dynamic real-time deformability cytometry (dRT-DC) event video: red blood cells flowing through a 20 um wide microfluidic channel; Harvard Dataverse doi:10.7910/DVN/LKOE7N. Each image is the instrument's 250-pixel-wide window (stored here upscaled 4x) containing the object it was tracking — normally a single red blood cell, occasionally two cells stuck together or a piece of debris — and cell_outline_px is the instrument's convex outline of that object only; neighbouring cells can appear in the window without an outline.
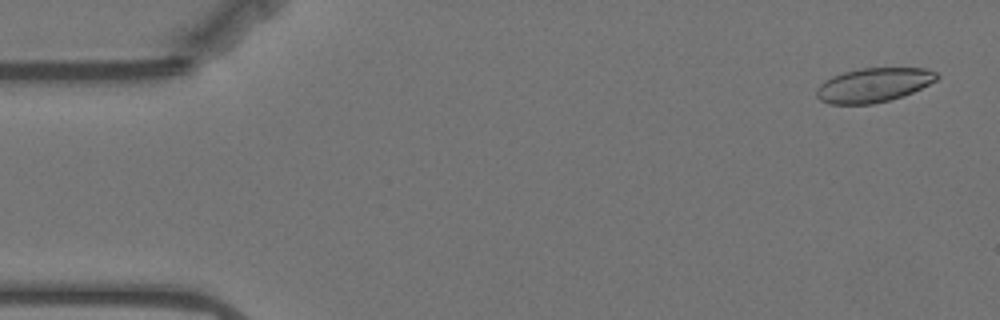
{"species": "Egyptian fruit bat (a non-hibernating species)", "species_latin": "Rousettus aegyptiacus", "temperature_condition": "warm", "stored_images_in_passage": 58, "camera_frame_rate_fps": 3000, "um_per_image_px": 0.085, "animal": {"sex": "female"}, "frame": {"image": 1, "passage_image": 3, "time_ms": 0.667, "image_size_px": [1000, 320], "cell_outline_px": [[940, 76], [936, 80], [912, 92], [888, 100], [872, 104], [828, 104], [820, 100], [816, 96], [816, 88], [824, 80], [832, 76], [844, 72], [860, 68], [924, 68], [936, 72]], "centroid_in_image_um": [74.2, 7.22], "position_along_channel_um": 10.8, "area_um2": 23.87}}
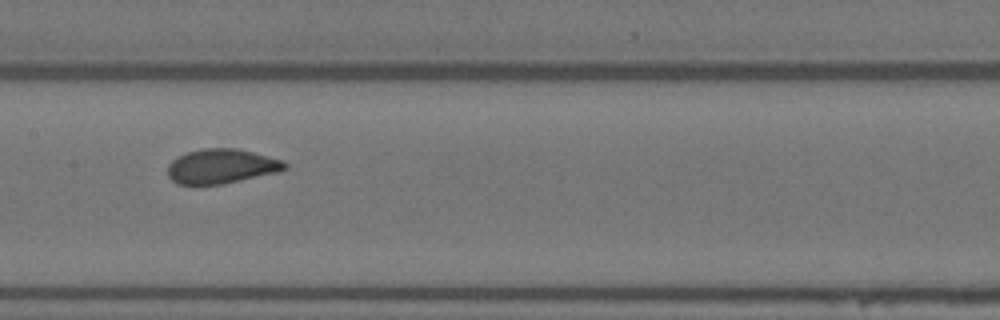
{"frame": {"image": 2, "passage_image": 28, "time_ms": 9.0, "image_size_px": [1000, 320], "cell_outline_px": [[288, 168], [276, 172], [220, 184], [176, 184], [168, 176], [168, 164], [176, 156], [200, 148], [236, 148], [284, 160], [288, 164]], "centroid_in_image_um": [18.8, 14.12], "position_along_channel_um": 188.6, "area_um2": 23.47}}
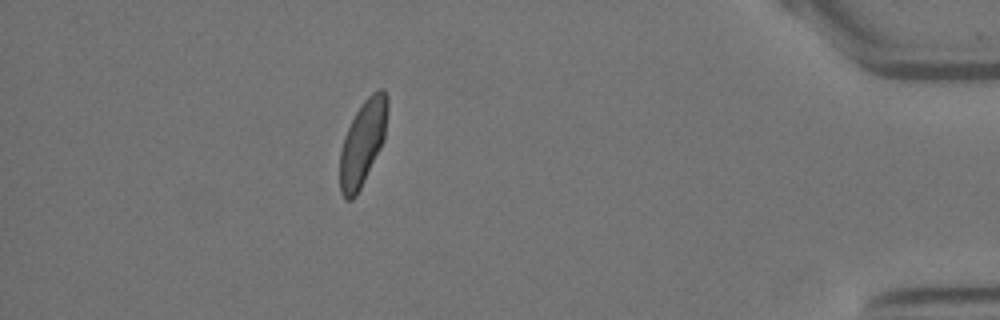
{"frame": {"image": 3, "passage_image": 51, "time_ms": 16.667, "image_size_px": [1000, 320], "cell_outline_px": [[388, 112], [384, 140], [356, 196], [352, 200], [344, 200], [340, 192], [340, 152], [344, 136], [360, 104], [372, 92], [380, 88], [388, 96]], "centroid_in_image_um": [30.83, 12.13], "position_along_channel_um": 404.4, "area_um2": 23.52}, "authors_computed_cell_mechanics": {"area_um2": 23.8425, "velocity_mm_per_s": 3.5074, "shape_relaxation_time_tau1_ms": 4.7603, "shape_relaxation_time_tau2_ms": 0.7261, "deformation_change_tau1": 0.1385, "deformation_change_tau2": 0.0643}}